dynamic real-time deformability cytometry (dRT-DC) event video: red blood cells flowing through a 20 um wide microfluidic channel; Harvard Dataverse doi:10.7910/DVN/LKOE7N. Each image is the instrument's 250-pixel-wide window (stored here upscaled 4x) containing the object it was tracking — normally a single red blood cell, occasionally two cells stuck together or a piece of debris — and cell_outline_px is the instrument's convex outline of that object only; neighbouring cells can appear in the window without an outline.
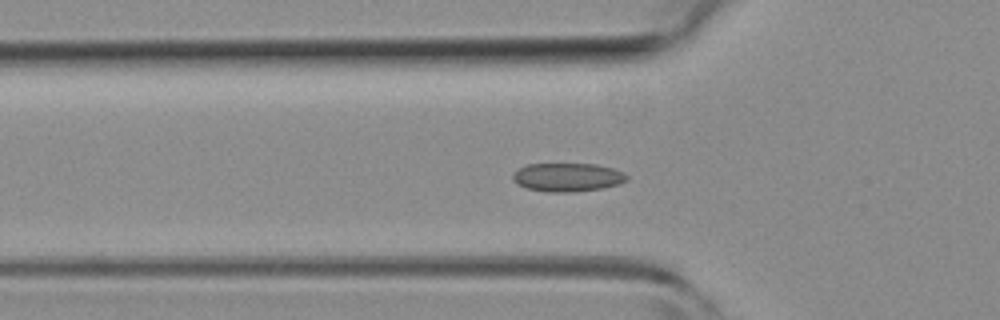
{"species": "common noctule bat (a hibernating species)", "species_latin": "Nyctalus noctula", "temperature_condition": "room temperature", "stored_images_in_passage": 37, "camera_frame_rate_fps": 3000, "um_per_image_px": 0.085, "animal": {"sex": "female", "body_mass_g": 19.3, "forearm_length_mm": 54.1}, "frame": {"image": 1, "passage_image": 3, "time_ms": 0.667, "image_size_px": [1000, 320], "cell_outline_px": [[628, 180], [620, 184], [604, 188], [572, 192], [548, 192], [524, 188], [512, 180], [512, 172], [524, 164], [596, 164], [612, 168], [624, 172], [628, 176]], "centroid_in_image_um": [48.22, 15.07], "position_along_channel_um": 77.6, "area_um2": 19.31}}
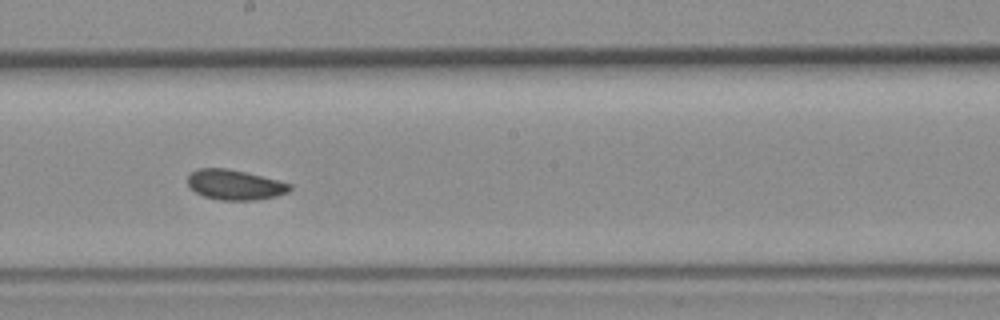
{"frame": {"image": 2, "passage_image": 14, "time_ms": 4.333, "image_size_px": [1000, 320], "cell_outline_px": [[292, 188], [288, 192], [276, 196], [256, 200], [220, 200], [204, 196], [196, 192], [188, 184], [188, 176], [192, 172], [200, 168], [228, 168], [292, 184]], "centroid_in_image_um": [19.97, 15.71], "position_along_channel_um": 228.2, "area_um2": 17.69}}
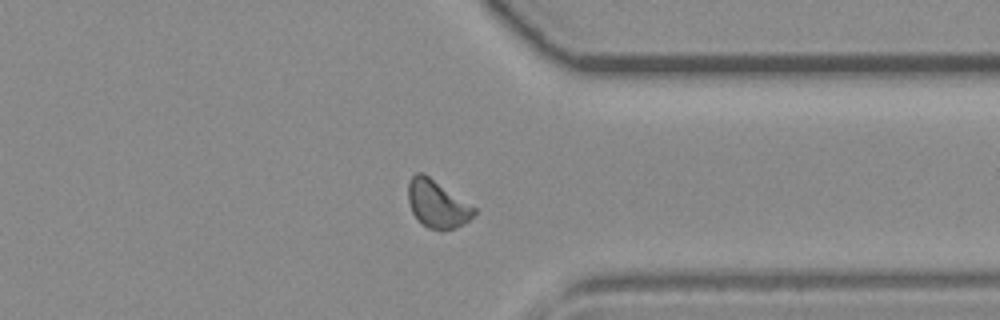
{"frame": {"image": 3, "passage_image": 25, "time_ms": 8.0, "image_size_px": [1000, 320], "cell_outline_px": [[476, 212], [464, 224], [456, 228], [444, 232], [440, 232], [428, 228], [412, 212], [408, 200], [408, 180], [416, 172], [420, 172], [428, 176], [476, 208]], "centroid_in_image_um": [37.15, 17.37], "position_along_channel_um": 374.2, "area_um2": 18.15}, "authors_computed_cell_mechanics": {"area_um2": 17.8602, "velocity_mm_per_s": 4.0999, "shape_relaxation_time_tau1_ms": null, "shape_relaxation_time_tau2_ms": 4.3647, "deformation_change_tau1": null, "deformation_change_tau2": 0.0726}}